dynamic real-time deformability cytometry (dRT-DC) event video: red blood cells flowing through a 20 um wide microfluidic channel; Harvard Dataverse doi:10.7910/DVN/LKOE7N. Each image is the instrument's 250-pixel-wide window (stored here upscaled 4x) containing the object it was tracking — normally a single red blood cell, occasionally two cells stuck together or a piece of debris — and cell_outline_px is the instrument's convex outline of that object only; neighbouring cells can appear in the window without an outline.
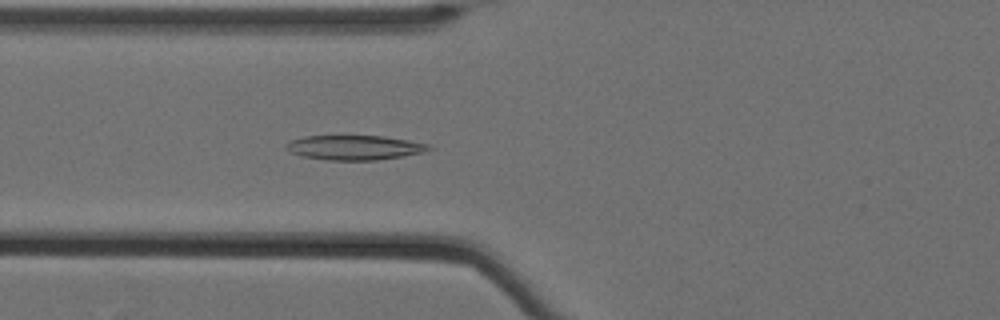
{"species": "Egyptian fruit bat (a non-hibernating species)", "species_latin": "Rousettus aegyptiacus", "temperature_condition": "cold", "stored_images_in_passage": 45, "camera_frame_rate_fps": 3000, "um_per_image_px": 0.085, "animal": {"sex": "female"}, "frame": {"image": 1, "passage_image": 11, "time_ms": 3.333, "image_size_px": [1000, 320], "cell_outline_px": [[436, 148], [424, 152], [376, 160], [328, 160], [300, 156], [284, 148], [284, 144], [292, 140], [304, 136], [384, 136], [408, 140], [428, 144]], "centroid_in_image_um": [30.13, 12.54], "position_along_channel_um": 95.7, "area_um2": 20.46}}
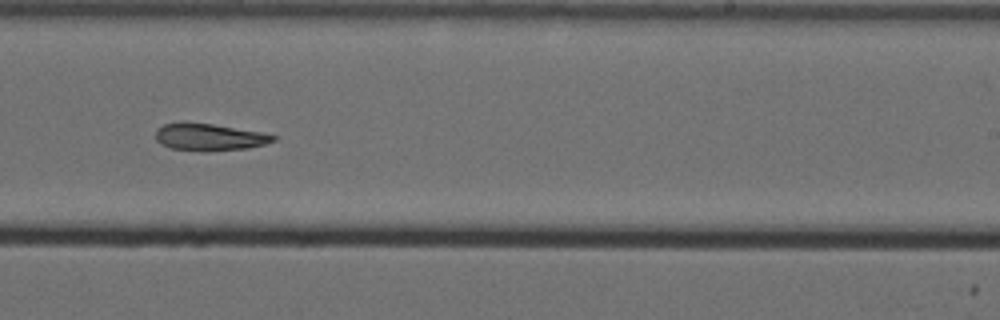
{"frame": {"image": 2, "passage_image": 26, "time_ms": 8.333, "image_size_px": [1000, 320], "cell_outline_px": [[276, 140], [264, 144], [248, 148], [204, 152], [168, 148], [160, 144], [156, 140], [156, 128], [164, 124], [180, 120], [212, 124], [260, 132], [276, 136]], "centroid_in_image_um": [17.7, 11.64], "position_along_channel_um": 271.3, "area_um2": 18.96}}
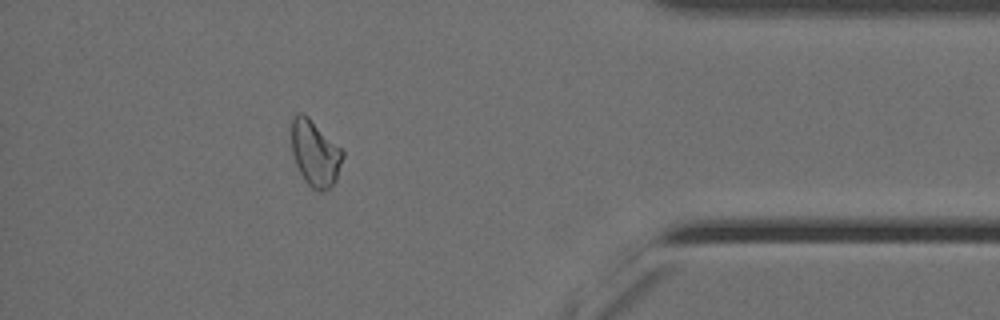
{"frame": {"image": 3, "passage_image": 40, "time_ms": 13.0, "image_size_px": [1000, 320], "cell_outline_px": [[344, 156], [336, 180], [324, 192], [320, 192], [312, 188], [304, 180], [296, 164], [292, 152], [292, 116], [296, 112], [304, 112], [344, 148]], "centroid_in_image_um": [26.81, 12.98], "position_along_channel_um": 408.4, "area_um2": 20.17}}